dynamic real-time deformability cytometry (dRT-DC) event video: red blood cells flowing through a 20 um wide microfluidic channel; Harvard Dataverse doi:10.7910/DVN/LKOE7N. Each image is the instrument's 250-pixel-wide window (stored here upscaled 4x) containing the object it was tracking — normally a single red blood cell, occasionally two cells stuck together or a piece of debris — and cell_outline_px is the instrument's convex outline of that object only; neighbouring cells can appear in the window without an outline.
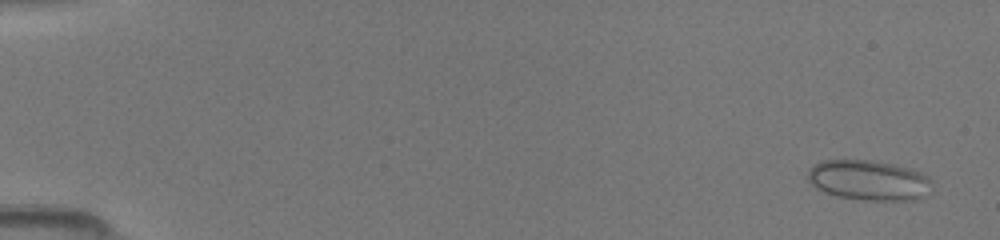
{"species": "common noctule bat (a hibernating species)", "species_latin": "Nyctalus noctula", "temperature_condition": "room temperature", "stored_images_in_passage": 49, "camera_frame_rate_fps": 3000, "um_per_image_px": 0.085, "animal": {"sex": "female", "body_mass_g": 19.5, "forearm_length_mm": 54.1}, "frame": {"image": 1, "passage_image": 2, "time_ms": 0.333, "image_size_px": [1000, 240], "cell_outline_px": [[932, 180], [920, 196], [912, 200], [864, 200], [840, 196], [824, 192], [816, 188], [808, 180], [808, 172], [816, 164], [824, 160], [872, 160], [912, 168], [928, 176]], "centroid_in_image_um": [73.8, 15.3], "position_along_channel_um": 11.2, "area_um2": 28.5}}
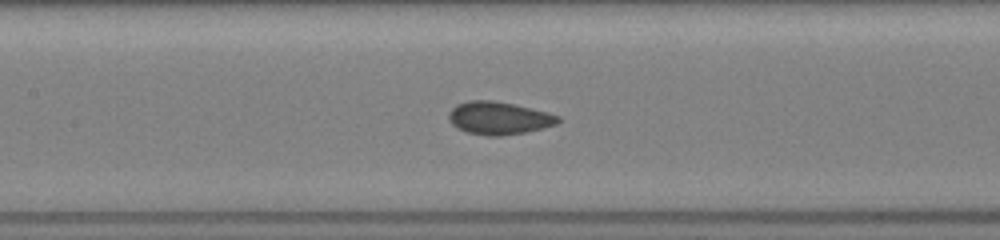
{"frame": {"image": 2, "passage_image": 24, "time_ms": 7.667, "image_size_px": [1000, 240], "cell_outline_px": [[560, 120], [556, 124], [524, 132], [500, 136], [488, 136], [468, 132], [452, 124], [448, 120], [448, 112], [456, 104], [468, 100], [492, 100], [512, 104], [548, 112], [560, 116]], "centroid_in_image_um": [42.37, 10.02], "position_along_channel_um": 165.0, "area_um2": 20.69}}
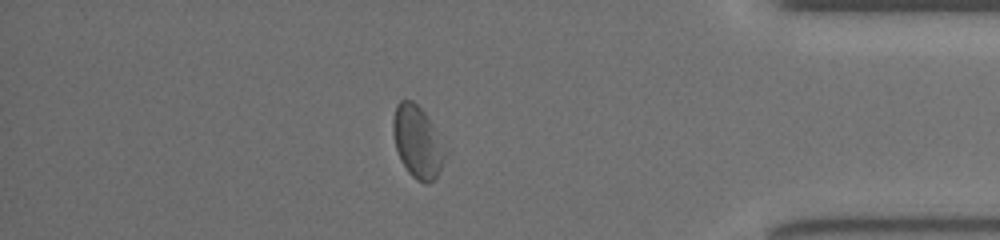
{"frame": {"image": 3, "passage_image": 43, "time_ms": 14.0, "image_size_px": [1000, 240], "cell_outline_px": [[444, 156], [440, 172], [428, 184], [424, 184], [416, 180], [408, 172], [400, 160], [396, 148], [392, 132], [392, 120], [396, 104], [400, 100], [412, 100], [424, 112], [432, 124], [444, 148]], "centroid_in_image_um": [35.44, 12.06], "position_along_channel_um": 399.8, "area_um2": 21.62}}